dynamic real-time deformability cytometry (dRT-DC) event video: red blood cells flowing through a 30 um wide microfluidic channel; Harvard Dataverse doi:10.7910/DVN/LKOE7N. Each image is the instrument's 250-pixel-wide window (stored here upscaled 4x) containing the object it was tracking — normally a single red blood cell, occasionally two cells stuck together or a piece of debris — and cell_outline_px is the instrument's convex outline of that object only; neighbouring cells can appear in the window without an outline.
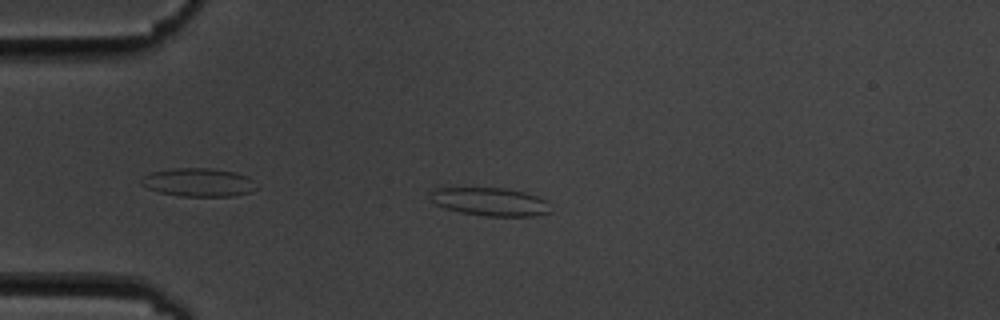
{"species": "common noctule bat (a hibernating species)", "species_latin": "Nyctalus noctula", "temperature_condition": "cold", "stored_images_in_passage": 11, "camera_frame_rate_fps": 3000, "um_per_image_px": 0.085, "animal": {"sex": "male", "body_mass_g": 19.5, "forearm_length_mm": 54.6}, "frame": {"image": 1, "passage_image": 4, "time_ms": 4.0, "image_size_px": [1000, 320], "cell_outline_px": [[552, 212], [536, 216], [484, 216], [460, 212], [444, 208], [436, 204], [428, 196], [432, 188], [440, 184], [504, 188], [524, 192], [548, 200]], "centroid_in_image_um": [41.54, 17.09], "position_along_channel_um": 43.5, "area_um2": 21.04}}
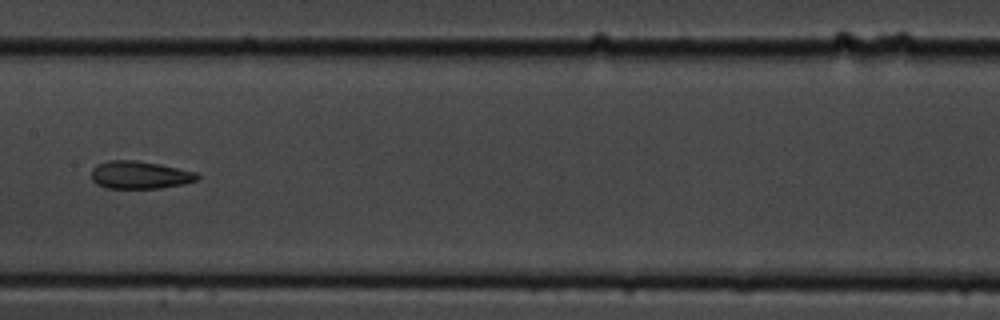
{"frame": {"image": 2, "passage_image": 8, "time_ms": 9.0, "image_size_px": [1000, 320], "cell_outline_px": [[200, 180], [184, 184], [160, 188], [104, 188], [96, 184], [92, 180], [92, 168], [96, 164], [108, 160], [136, 160], [160, 164], [196, 172], [200, 176]], "centroid_in_image_um": [11.88, 14.87], "position_along_channel_um": 195.5, "area_um2": 17.34}}
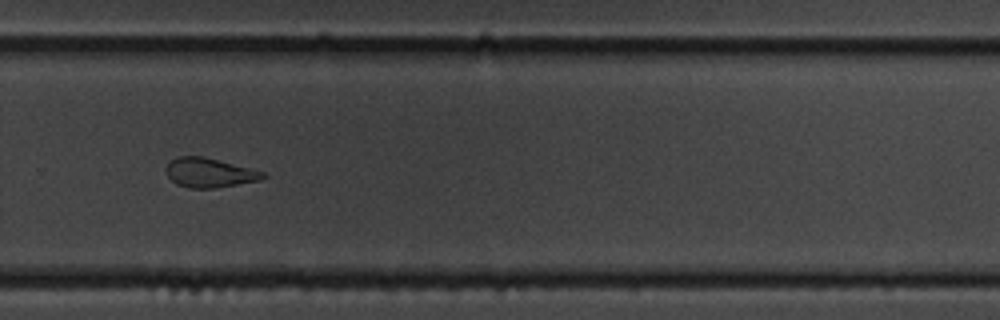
{"frame": {"image": 3, "passage_image": 11, "time_ms": 12.333, "image_size_px": [1000, 320], "cell_outline_px": [[268, 176], [260, 180], [216, 188], [188, 188], [176, 184], [168, 176], [168, 164], [176, 156], [204, 156], [264, 172]], "centroid_in_image_um": [17.82, 14.68], "position_along_channel_um": 312.0, "area_um2": 16.42}}